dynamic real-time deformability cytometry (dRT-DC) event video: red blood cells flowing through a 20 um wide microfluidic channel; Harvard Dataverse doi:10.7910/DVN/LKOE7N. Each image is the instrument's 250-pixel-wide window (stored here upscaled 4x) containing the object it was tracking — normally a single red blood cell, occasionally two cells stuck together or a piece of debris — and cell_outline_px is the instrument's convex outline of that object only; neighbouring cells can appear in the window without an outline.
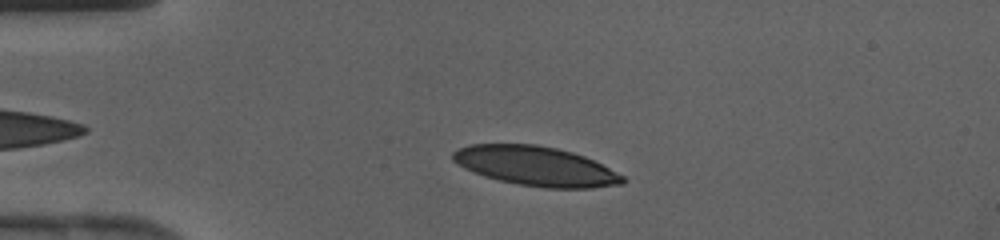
{"species": "human", "species_latin": "Homo sapiens", "temperature_condition": "cold", "stored_images_in_passage": 38, "camera_frame_rate_fps": 3000, "um_per_image_px": 0.085, "donor": {"sex": "female"}, "frame": {"image": 1, "passage_image": 6, "time_ms": 1.667, "image_size_px": [1000, 240], "cell_outline_px": [[628, 180], [624, 184], [592, 188], [544, 188], [520, 184], [500, 180], [484, 176], [472, 172], [464, 168], [452, 160], [452, 152], [456, 148], [468, 144], [536, 144], [556, 148], [572, 152], [584, 156], [624, 176]], "centroid_in_image_um": [45.52, 14.12], "position_along_channel_um": 39.5, "area_um2": 39.07}}
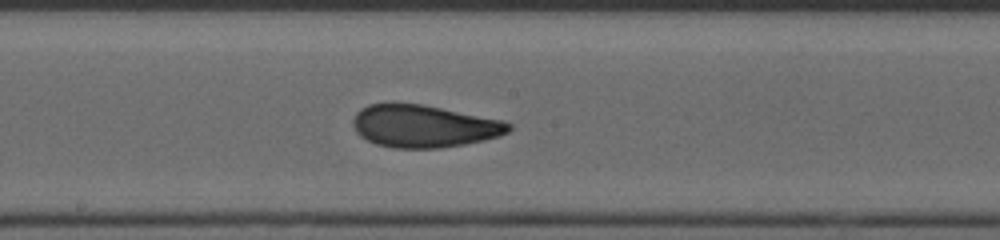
{"frame": {"image": 2, "passage_image": 19, "time_ms": 6.0, "image_size_px": [1000, 240], "cell_outline_px": [[512, 128], [508, 132], [500, 136], [484, 140], [464, 144], [440, 148], [396, 148], [376, 144], [360, 136], [356, 132], [352, 124], [352, 120], [356, 112], [360, 108], [368, 104], [392, 100], [424, 104], [500, 120], [512, 124]], "centroid_in_image_um": [35.96, 10.69], "position_along_channel_um": 212.2, "area_um2": 39.19}}
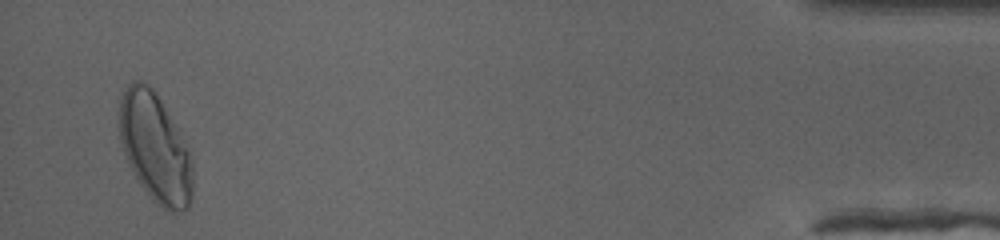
{"frame": {"image": 3, "passage_image": 37, "time_ms": 12.0, "image_size_px": [1000, 240], "cell_outline_px": [[192, 200], [188, 208], [180, 212], [172, 212], [156, 204], [152, 200], [140, 184], [128, 164], [124, 156], [120, 140], [120, 100], [128, 84], [132, 80], [140, 80], [148, 84], [152, 88], [160, 100], [188, 152], [192, 160]], "centroid_in_image_um": [13.16, 12.61], "position_along_channel_um": 422.0, "area_um2": 45.84}}